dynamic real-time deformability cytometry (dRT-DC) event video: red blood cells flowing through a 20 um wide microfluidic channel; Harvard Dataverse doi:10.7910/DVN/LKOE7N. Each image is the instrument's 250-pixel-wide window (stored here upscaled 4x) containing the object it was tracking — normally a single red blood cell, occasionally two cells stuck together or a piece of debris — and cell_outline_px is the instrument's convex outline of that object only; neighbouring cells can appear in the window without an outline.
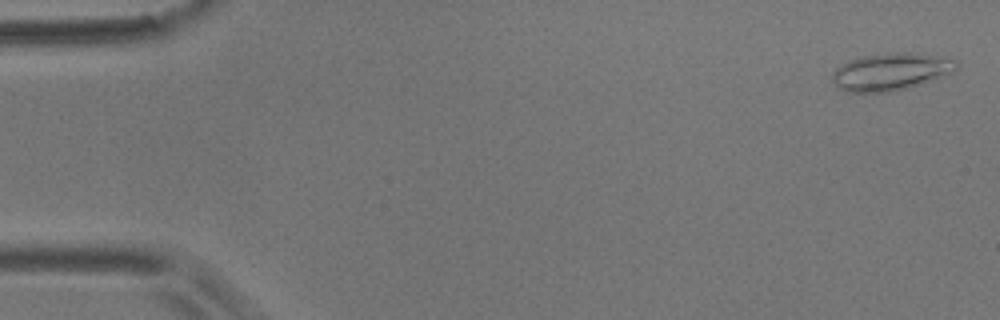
{"species": "common noctule bat (a hibernating species)", "species_latin": "Nyctalus noctula", "temperature_condition": "room temperature", "stored_images_in_passage": 4, "camera_frame_rate_fps": 3000, "um_per_image_px": 0.085, "animal": {"sex": "male", "body_mass_g": 17.9}, "frame": {"image": 1, "passage_image": 1, "time_ms": 0.0, "image_size_px": [1000, 320], "cell_outline_px": [[956, 68], [948, 72], [928, 80], [904, 88], [884, 92], [848, 92], [840, 88], [832, 80], [832, 72], [840, 64], [848, 60], [864, 56], [888, 52], [908, 52], [936, 56], [956, 60]], "centroid_in_image_um": [75.6, 6.07], "position_along_channel_um": 9.4, "area_um2": 26.18}}